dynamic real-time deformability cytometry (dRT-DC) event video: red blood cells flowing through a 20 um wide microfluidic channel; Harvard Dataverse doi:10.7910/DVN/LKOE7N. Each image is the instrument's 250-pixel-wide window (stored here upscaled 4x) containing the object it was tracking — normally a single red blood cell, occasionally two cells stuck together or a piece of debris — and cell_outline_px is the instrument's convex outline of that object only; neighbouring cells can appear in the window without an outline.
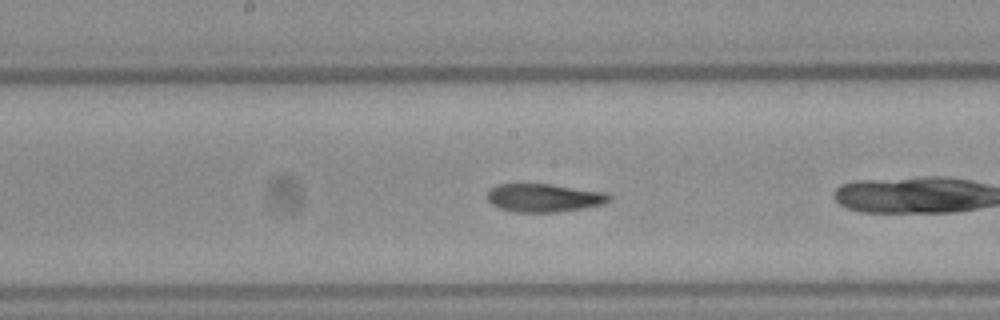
{"species": "Egyptian fruit bat (a non-hibernating species)", "species_latin": "Rousettus aegyptiacus", "temperature_condition": "warm", "stored_images_in_passage": 17, "segment_of_instrument_passage": [2, 2], "camera_frame_rate_fps": 3000, "um_per_image_px": 0.085, "frame": {"image": 1, "passage_image": 10, "time_ms": 3.0, "image_size_px": [1000, 320], "cell_outline_px": [[612, 200], [604, 204], [556, 212], [516, 212], [500, 208], [492, 204], [488, 200], [488, 192], [496, 184], [552, 184], [608, 192], [612, 196]], "centroid_in_image_um": [46.3, 16.8], "position_along_channel_um": 201.9, "area_um2": 20.11}}